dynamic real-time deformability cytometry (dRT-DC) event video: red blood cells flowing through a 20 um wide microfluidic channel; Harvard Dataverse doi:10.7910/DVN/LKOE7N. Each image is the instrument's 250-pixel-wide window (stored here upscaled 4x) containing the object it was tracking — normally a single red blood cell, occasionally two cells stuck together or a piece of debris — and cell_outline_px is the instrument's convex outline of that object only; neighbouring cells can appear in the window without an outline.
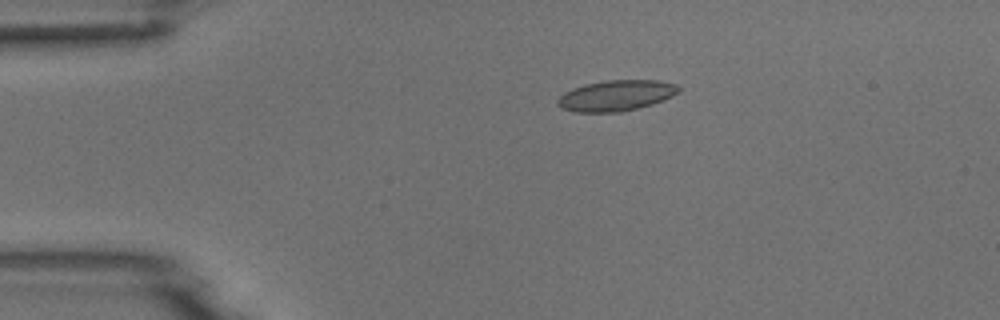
{"species": "common noctule bat (a hibernating species)", "species_latin": "Nyctalus noctula", "temperature_condition": "room temperature", "stored_images_in_passage": 7, "camera_frame_rate_fps": 3000, "um_per_image_px": 0.085, "animal": {"sex": "male", "body_mass_g": 18.8}, "frame": {"image": 1, "passage_image": 3, "time_ms": 2.667, "image_size_px": [1000, 320], "cell_outline_px": [[680, 92], [664, 100], [652, 104], [620, 112], [572, 112], [556, 104], [556, 100], [564, 92], [572, 88], [584, 84], [604, 80], [660, 80], [676, 84], [680, 88]], "centroid_in_image_um": [52.37, 8.11], "position_along_channel_um": 32.6, "area_um2": 21.85}}
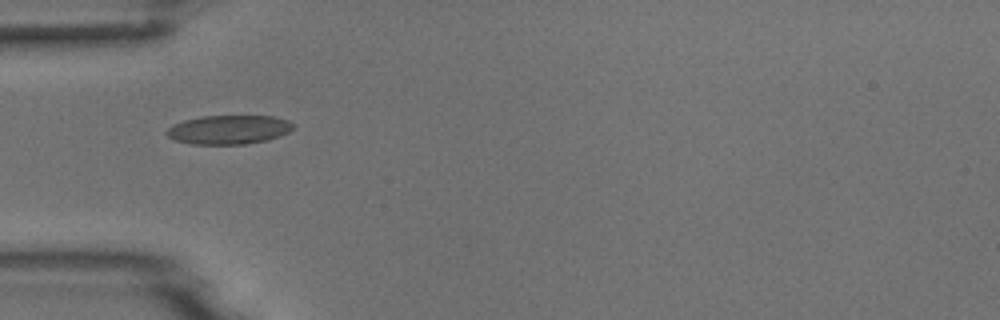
{"frame": {"image": 2, "passage_image": 5, "time_ms": 4.667, "image_size_px": [1000, 320], "cell_outline_px": [[296, 128], [280, 136], [268, 140], [244, 144], [192, 144], [176, 140], [168, 136], [164, 132], [172, 124], [184, 120], [204, 116], [272, 116], [288, 120], [296, 124]], "centroid_in_image_um": [19.48, 11.02], "position_along_channel_um": 65.5, "area_um2": 21.5}}